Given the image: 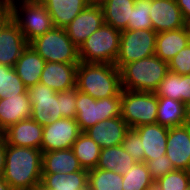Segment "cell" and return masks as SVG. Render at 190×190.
Masks as SVG:
<instances>
[{
  "mask_svg": "<svg viewBox=\"0 0 190 190\" xmlns=\"http://www.w3.org/2000/svg\"><path fill=\"white\" fill-rule=\"evenodd\" d=\"M83 170L72 148L43 152L42 173H73Z\"/></svg>",
  "mask_w": 190,
  "mask_h": 190,
  "instance_id": "cb8c5ba5",
  "label": "cell"
},
{
  "mask_svg": "<svg viewBox=\"0 0 190 190\" xmlns=\"http://www.w3.org/2000/svg\"><path fill=\"white\" fill-rule=\"evenodd\" d=\"M2 134L7 145L41 149L43 126L32 118L10 125Z\"/></svg>",
  "mask_w": 190,
  "mask_h": 190,
  "instance_id": "9a60e30c",
  "label": "cell"
},
{
  "mask_svg": "<svg viewBox=\"0 0 190 190\" xmlns=\"http://www.w3.org/2000/svg\"><path fill=\"white\" fill-rule=\"evenodd\" d=\"M122 177V190H150L154 188L155 181L151 178L145 162H136Z\"/></svg>",
  "mask_w": 190,
  "mask_h": 190,
  "instance_id": "f546056e",
  "label": "cell"
},
{
  "mask_svg": "<svg viewBox=\"0 0 190 190\" xmlns=\"http://www.w3.org/2000/svg\"><path fill=\"white\" fill-rule=\"evenodd\" d=\"M152 0H135L134 8L131 11V20L128 21L125 30L153 29L150 19V6Z\"/></svg>",
  "mask_w": 190,
  "mask_h": 190,
  "instance_id": "d6a6232c",
  "label": "cell"
},
{
  "mask_svg": "<svg viewBox=\"0 0 190 190\" xmlns=\"http://www.w3.org/2000/svg\"><path fill=\"white\" fill-rule=\"evenodd\" d=\"M57 98L59 99V112L63 118H76L77 88L57 92Z\"/></svg>",
  "mask_w": 190,
  "mask_h": 190,
  "instance_id": "8d00e7d4",
  "label": "cell"
},
{
  "mask_svg": "<svg viewBox=\"0 0 190 190\" xmlns=\"http://www.w3.org/2000/svg\"><path fill=\"white\" fill-rule=\"evenodd\" d=\"M76 118H61L43 126L41 151L70 149L81 134Z\"/></svg>",
  "mask_w": 190,
  "mask_h": 190,
  "instance_id": "8fae6325",
  "label": "cell"
},
{
  "mask_svg": "<svg viewBox=\"0 0 190 190\" xmlns=\"http://www.w3.org/2000/svg\"><path fill=\"white\" fill-rule=\"evenodd\" d=\"M31 102V118L42 126L63 118L59 112L57 92L37 83L27 89Z\"/></svg>",
  "mask_w": 190,
  "mask_h": 190,
  "instance_id": "30bf717a",
  "label": "cell"
},
{
  "mask_svg": "<svg viewBox=\"0 0 190 190\" xmlns=\"http://www.w3.org/2000/svg\"><path fill=\"white\" fill-rule=\"evenodd\" d=\"M168 69L180 75L190 74V43L168 61Z\"/></svg>",
  "mask_w": 190,
  "mask_h": 190,
  "instance_id": "74e56055",
  "label": "cell"
},
{
  "mask_svg": "<svg viewBox=\"0 0 190 190\" xmlns=\"http://www.w3.org/2000/svg\"><path fill=\"white\" fill-rule=\"evenodd\" d=\"M186 25L190 23V0H176Z\"/></svg>",
  "mask_w": 190,
  "mask_h": 190,
  "instance_id": "b9f144b4",
  "label": "cell"
},
{
  "mask_svg": "<svg viewBox=\"0 0 190 190\" xmlns=\"http://www.w3.org/2000/svg\"><path fill=\"white\" fill-rule=\"evenodd\" d=\"M76 88L95 100L121 96V74L114 64L80 62L76 70Z\"/></svg>",
  "mask_w": 190,
  "mask_h": 190,
  "instance_id": "7a4b0ae2",
  "label": "cell"
},
{
  "mask_svg": "<svg viewBox=\"0 0 190 190\" xmlns=\"http://www.w3.org/2000/svg\"><path fill=\"white\" fill-rule=\"evenodd\" d=\"M187 106L178 100L168 97H158L156 123L172 128L187 123Z\"/></svg>",
  "mask_w": 190,
  "mask_h": 190,
  "instance_id": "4316f807",
  "label": "cell"
},
{
  "mask_svg": "<svg viewBox=\"0 0 190 190\" xmlns=\"http://www.w3.org/2000/svg\"><path fill=\"white\" fill-rule=\"evenodd\" d=\"M36 190H50V189H45L41 184L37 187Z\"/></svg>",
  "mask_w": 190,
  "mask_h": 190,
  "instance_id": "7dc6e473",
  "label": "cell"
},
{
  "mask_svg": "<svg viewBox=\"0 0 190 190\" xmlns=\"http://www.w3.org/2000/svg\"><path fill=\"white\" fill-rule=\"evenodd\" d=\"M154 93L157 97L181 101V75L169 71Z\"/></svg>",
  "mask_w": 190,
  "mask_h": 190,
  "instance_id": "e575fe53",
  "label": "cell"
},
{
  "mask_svg": "<svg viewBox=\"0 0 190 190\" xmlns=\"http://www.w3.org/2000/svg\"><path fill=\"white\" fill-rule=\"evenodd\" d=\"M104 24L103 9L99 3H90L64 29L71 41L81 44Z\"/></svg>",
  "mask_w": 190,
  "mask_h": 190,
  "instance_id": "7c38bea8",
  "label": "cell"
},
{
  "mask_svg": "<svg viewBox=\"0 0 190 190\" xmlns=\"http://www.w3.org/2000/svg\"><path fill=\"white\" fill-rule=\"evenodd\" d=\"M13 20V12L10 4H0V33Z\"/></svg>",
  "mask_w": 190,
  "mask_h": 190,
  "instance_id": "ab89813d",
  "label": "cell"
},
{
  "mask_svg": "<svg viewBox=\"0 0 190 190\" xmlns=\"http://www.w3.org/2000/svg\"><path fill=\"white\" fill-rule=\"evenodd\" d=\"M31 118V102L28 93L0 99V133L10 125Z\"/></svg>",
  "mask_w": 190,
  "mask_h": 190,
  "instance_id": "ffe728a7",
  "label": "cell"
},
{
  "mask_svg": "<svg viewBox=\"0 0 190 190\" xmlns=\"http://www.w3.org/2000/svg\"><path fill=\"white\" fill-rule=\"evenodd\" d=\"M187 123L190 125V104L187 106Z\"/></svg>",
  "mask_w": 190,
  "mask_h": 190,
  "instance_id": "bcb514c9",
  "label": "cell"
},
{
  "mask_svg": "<svg viewBox=\"0 0 190 190\" xmlns=\"http://www.w3.org/2000/svg\"><path fill=\"white\" fill-rule=\"evenodd\" d=\"M72 149L83 169L91 170L96 168L101 147L85 132H82L77 137V140L73 143Z\"/></svg>",
  "mask_w": 190,
  "mask_h": 190,
  "instance_id": "f1b7e54d",
  "label": "cell"
},
{
  "mask_svg": "<svg viewBox=\"0 0 190 190\" xmlns=\"http://www.w3.org/2000/svg\"><path fill=\"white\" fill-rule=\"evenodd\" d=\"M181 102L190 104V74L181 75Z\"/></svg>",
  "mask_w": 190,
  "mask_h": 190,
  "instance_id": "60d3db41",
  "label": "cell"
},
{
  "mask_svg": "<svg viewBox=\"0 0 190 190\" xmlns=\"http://www.w3.org/2000/svg\"><path fill=\"white\" fill-rule=\"evenodd\" d=\"M158 97L155 93L132 90L121 91V117L129 129L156 124Z\"/></svg>",
  "mask_w": 190,
  "mask_h": 190,
  "instance_id": "8992f818",
  "label": "cell"
},
{
  "mask_svg": "<svg viewBox=\"0 0 190 190\" xmlns=\"http://www.w3.org/2000/svg\"><path fill=\"white\" fill-rule=\"evenodd\" d=\"M0 190H12L10 185L3 178H0Z\"/></svg>",
  "mask_w": 190,
  "mask_h": 190,
  "instance_id": "ee69618b",
  "label": "cell"
},
{
  "mask_svg": "<svg viewBox=\"0 0 190 190\" xmlns=\"http://www.w3.org/2000/svg\"><path fill=\"white\" fill-rule=\"evenodd\" d=\"M91 3H100L102 0H89Z\"/></svg>",
  "mask_w": 190,
  "mask_h": 190,
  "instance_id": "c3c4849f",
  "label": "cell"
},
{
  "mask_svg": "<svg viewBox=\"0 0 190 190\" xmlns=\"http://www.w3.org/2000/svg\"><path fill=\"white\" fill-rule=\"evenodd\" d=\"M150 19L156 33L177 30L186 26L176 0H152Z\"/></svg>",
  "mask_w": 190,
  "mask_h": 190,
  "instance_id": "5bb4252c",
  "label": "cell"
},
{
  "mask_svg": "<svg viewBox=\"0 0 190 190\" xmlns=\"http://www.w3.org/2000/svg\"><path fill=\"white\" fill-rule=\"evenodd\" d=\"M28 44L20 28L12 20L0 33V64L14 67Z\"/></svg>",
  "mask_w": 190,
  "mask_h": 190,
  "instance_id": "ac0fdd59",
  "label": "cell"
},
{
  "mask_svg": "<svg viewBox=\"0 0 190 190\" xmlns=\"http://www.w3.org/2000/svg\"><path fill=\"white\" fill-rule=\"evenodd\" d=\"M41 149L6 145L3 179L12 190H36L42 178Z\"/></svg>",
  "mask_w": 190,
  "mask_h": 190,
  "instance_id": "6da1fadb",
  "label": "cell"
},
{
  "mask_svg": "<svg viewBox=\"0 0 190 190\" xmlns=\"http://www.w3.org/2000/svg\"><path fill=\"white\" fill-rule=\"evenodd\" d=\"M138 133L142 150H144V162L159 158L166 154V142L169 128L160 124H148L134 128Z\"/></svg>",
  "mask_w": 190,
  "mask_h": 190,
  "instance_id": "d6986e66",
  "label": "cell"
},
{
  "mask_svg": "<svg viewBox=\"0 0 190 190\" xmlns=\"http://www.w3.org/2000/svg\"><path fill=\"white\" fill-rule=\"evenodd\" d=\"M81 190H92V188L89 185H87L85 188H83Z\"/></svg>",
  "mask_w": 190,
  "mask_h": 190,
  "instance_id": "681fc988",
  "label": "cell"
},
{
  "mask_svg": "<svg viewBox=\"0 0 190 190\" xmlns=\"http://www.w3.org/2000/svg\"><path fill=\"white\" fill-rule=\"evenodd\" d=\"M190 186V172L174 170L154 182L156 190H187Z\"/></svg>",
  "mask_w": 190,
  "mask_h": 190,
  "instance_id": "836d02e7",
  "label": "cell"
},
{
  "mask_svg": "<svg viewBox=\"0 0 190 190\" xmlns=\"http://www.w3.org/2000/svg\"><path fill=\"white\" fill-rule=\"evenodd\" d=\"M151 178L156 181L169 172L174 171V166L170 159L165 155L145 162Z\"/></svg>",
  "mask_w": 190,
  "mask_h": 190,
  "instance_id": "f35d334b",
  "label": "cell"
},
{
  "mask_svg": "<svg viewBox=\"0 0 190 190\" xmlns=\"http://www.w3.org/2000/svg\"><path fill=\"white\" fill-rule=\"evenodd\" d=\"M54 27L65 28L91 2L89 0H40Z\"/></svg>",
  "mask_w": 190,
  "mask_h": 190,
  "instance_id": "603a6c76",
  "label": "cell"
},
{
  "mask_svg": "<svg viewBox=\"0 0 190 190\" xmlns=\"http://www.w3.org/2000/svg\"><path fill=\"white\" fill-rule=\"evenodd\" d=\"M6 139L2 133H0V178L3 177V171L5 166V150H6Z\"/></svg>",
  "mask_w": 190,
  "mask_h": 190,
  "instance_id": "7bdbcfd3",
  "label": "cell"
},
{
  "mask_svg": "<svg viewBox=\"0 0 190 190\" xmlns=\"http://www.w3.org/2000/svg\"><path fill=\"white\" fill-rule=\"evenodd\" d=\"M45 63L46 61L28 44L13 68L28 89L39 83Z\"/></svg>",
  "mask_w": 190,
  "mask_h": 190,
  "instance_id": "7402d4cb",
  "label": "cell"
},
{
  "mask_svg": "<svg viewBox=\"0 0 190 190\" xmlns=\"http://www.w3.org/2000/svg\"><path fill=\"white\" fill-rule=\"evenodd\" d=\"M121 32L104 23L78 48L80 62L114 64L120 50Z\"/></svg>",
  "mask_w": 190,
  "mask_h": 190,
  "instance_id": "277c9868",
  "label": "cell"
},
{
  "mask_svg": "<svg viewBox=\"0 0 190 190\" xmlns=\"http://www.w3.org/2000/svg\"><path fill=\"white\" fill-rule=\"evenodd\" d=\"M166 156L175 170H187L190 163V125L188 123L169 128Z\"/></svg>",
  "mask_w": 190,
  "mask_h": 190,
  "instance_id": "4fadbf2b",
  "label": "cell"
},
{
  "mask_svg": "<svg viewBox=\"0 0 190 190\" xmlns=\"http://www.w3.org/2000/svg\"><path fill=\"white\" fill-rule=\"evenodd\" d=\"M29 45L46 62L80 63L78 47L68 37L64 28L53 27L30 41Z\"/></svg>",
  "mask_w": 190,
  "mask_h": 190,
  "instance_id": "5b68a950",
  "label": "cell"
},
{
  "mask_svg": "<svg viewBox=\"0 0 190 190\" xmlns=\"http://www.w3.org/2000/svg\"><path fill=\"white\" fill-rule=\"evenodd\" d=\"M124 150L130 154L136 162H144V150L138 133L134 129H129L125 133L124 140L121 143Z\"/></svg>",
  "mask_w": 190,
  "mask_h": 190,
  "instance_id": "d590c367",
  "label": "cell"
},
{
  "mask_svg": "<svg viewBox=\"0 0 190 190\" xmlns=\"http://www.w3.org/2000/svg\"><path fill=\"white\" fill-rule=\"evenodd\" d=\"M123 177L111 170L94 168L88 170V185L92 190H122Z\"/></svg>",
  "mask_w": 190,
  "mask_h": 190,
  "instance_id": "4dcf8cb0",
  "label": "cell"
},
{
  "mask_svg": "<svg viewBox=\"0 0 190 190\" xmlns=\"http://www.w3.org/2000/svg\"><path fill=\"white\" fill-rule=\"evenodd\" d=\"M23 1V0H0V4H11L12 2Z\"/></svg>",
  "mask_w": 190,
  "mask_h": 190,
  "instance_id": "f6af8a7d",
  "label": "cell"
},
{
  "mask_svg": "<svg viewBox=\"0 0 190 190\" xmlns=\"http://www.w3.org/2000/svg\"><path fill=\"white\" fill-rule=\"evenodd\" d=\"M99 4L103 9L105 24L120 31L127 28L135 0H102Z\"/></svg>",
  "mask_w": 190,
  "mask_h": 190,
  "instance_id": "484cf974",
  "label": "cell"
},
{
  "mask_svg": "<svg viewBox=\"0 0 190 190\" xmlns=\"http://www.w3.org/2000/svg\"><path fill=\"white\" fill-rule=\"evenodd\" d=\"M10 5L13 21L28 43L54 27L50 14L40 0L16 1Z\"/></svg>",
  "mask_w": 190,
  "mask_h": 190,
  "instance_id": "52a82bcc",
  "label": "cell"
},
{
  "mask_svg": "<svg viewBox=\"0 0 190 190\" xmlns=\"http://www.w3.org/2000/svg\"><path fill=\"white\" fill-rule=\"evenodd\" d=\"M136 163L121 145L102 148L96 168L126 174Z\"/></svg>",
  "mask_w": 190,
  "mask_h": 190,
  "instance_id": "83f0119b",
  "label": "cell"
},
{
  "mask_svg": "<svg viewBox=\"0 0 190 190\" xmlns=\"http://www.w3.org/2000/svg\"><path fill=\"white\" fill-rule=\"evenodd\" d=\"M190 43L188 26L177 30L163 31L156 35L155 55L168 62Z\"/></svg>",
  "mask_w": 190,
  "mask_h": 190,
  "instance_id": "44dd1931",
  "label": "cell"
},
{
  "mask_svg": "<svg viewBox=\"0 0 190 190\" xmlns=\"http://www.w3.org/2000/svg\"><path fill=\"white\" fill-rule=\"evenodd\" d=\"M27 88L13 67L0 64V99L25 94Z\"/></svg>",
  "mask_w": 190,
  "mask_h": 190,
  "instance_id": "1f68e13d",
  "label": "cell"
},
{
  "mask_svg": "<svg viewBox=\"0 0 190 190\" xmlns=\"http://www.w3.org/2000/svg\"><path fill=\"white\" fill-rule=\"evenodd\" d=\"M156 35L153 29L123 30L114 65L120 70L125 64L154 55Z\"/></svg>",
  "mask_w": 190,
  "mask_h": 190,
  "instance_id": "9c48e42d",
  "label": "cell"
},
{
  "mask_svg": "<svg viewBox=\"0 0 190 190\" xmlns=\"http://www.w3.org/2000/svg\"><path fill=\"white\" fill-rule=\"evenodd\" d=\"M79 63L46 62L39 83L55 92L68 91L76 87V70Z\"/></svg>",
  "mask_w": 190,
  "mask_h": 190,
  "instance_id": "2e32d148",
  "label": "cell"
},
{
  "mask_svg": "<svg viewBox=\"0 0 190 190\" xmlns=\"http://www.w3.org/2000/svg\"><path fill=\"white\" fill-rule=\"evenodd\" d=\"M121 116V96H111L95 100L77 89L76 122L81 132L96 123Z\"/></svg>",
  "mask_w": 190,
  "mask_h": 190,
  "instance_id": "ba28073f",
  "label": "cell"
},
{
  "mask_svg": "<svg viewBox=\"0 0 190 190\" xmlns=\"http://www.w3.org/2000/svg\"><path fill=\"white\" fill-rule=\"evenodd\" d=\"M128 130L127 123L121 116H118L96 123L85 133L102 149L121 145Z\"/></svg>",
  "mask_w": 190,
  "mask_h": 190,
  "instance_id": "e0dca14e",
  "label": "cell"
},
{
  "mask_svg": "<svg viewBox=\"0 0 190 190\" xmlns=\"http://www.w3.org/2000/svg\"><path fill=\"white\" fill-rule=\"evenodd\" d=\"M50 190H81L88 185V170L73 173H42L41 183Z\"/></svg>",
  "mask_w": 190,
  "mask_h": 190,
  "instance_id": "d4e9b609",
  "label": "cell"
},
{
  "mask_svg": "<svg viewBox=\"0 0 190 190\" xmlns=\"http://www.w3.org/2000/svg\"><path fill=\"white\" fill-rule=\"evenodd\" d=\"M168 72V62L155 54L130 62L120 69L122 89L154 93Z\"/></svg>",
  "mask_w": 190,
  "mask_h": 190,
  "instance_id": "3957f363",
  "label": "cell"
}]
</instances>
